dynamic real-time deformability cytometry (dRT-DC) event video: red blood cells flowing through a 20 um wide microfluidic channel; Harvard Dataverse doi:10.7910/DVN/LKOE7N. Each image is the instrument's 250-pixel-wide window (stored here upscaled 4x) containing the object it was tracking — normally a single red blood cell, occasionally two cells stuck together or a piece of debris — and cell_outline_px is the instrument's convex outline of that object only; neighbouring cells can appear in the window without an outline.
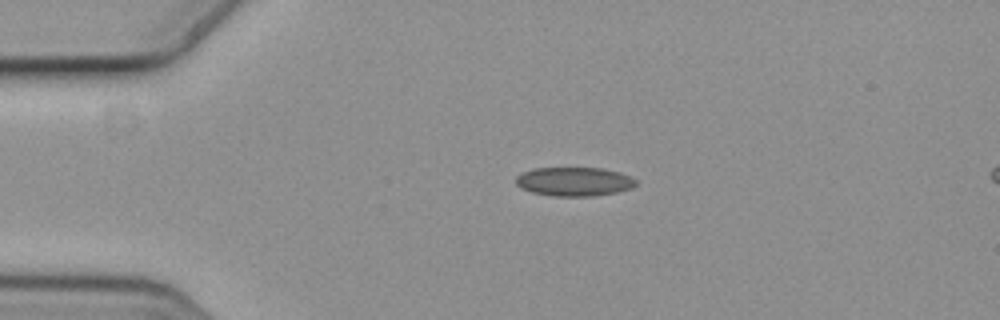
{"species": "common noctule bat (a hibernating species)", "species_latin": "Nyctalus noctula", "temperature_condition": "cold", "stored_images_in_passage": 3, "segment_of_instrument_passage": [1, 2], "camera_frame_rate_fps": 3000, "um_per_image_px": 0.085, "animal": {"sex": "female", "body_mass_g": 19.3, "forearm_length_mm": 54.1}, "frame": {"image": 1, "passage_image": 1, "time_ms": 0.0, "image_size_px": [1000, 320], "cell_outline_px": [[636, 184], [632, 188], [616, 192], [592, 196], [552, 196], [532, 192], [520, 188], [516, 184], [516, 176], [532, 168], [604, 168], [628, 176], [636, 180]], "centroid_in_image_um": [48.77, 15.44], "position_along_channel_um": 36.2, "area_um2": 20.11}}